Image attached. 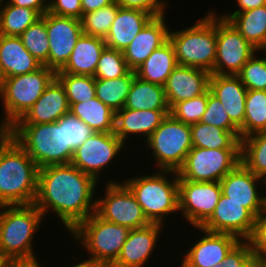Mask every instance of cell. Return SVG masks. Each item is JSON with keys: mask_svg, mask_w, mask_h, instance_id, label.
Returning <instances> with one entry per match:
<instances>
[{"mask_svg": "<svg viewBox=\"0 0 266 267\" xmlns=\"http://www.w3.org/2000/svg\"><path fill=\"white\" fill-rule=\"evenodd\" d=\"M98 185L94 178L72 164L46 166L39 169L34 205L44 218L49 210L58 215L71 233L96 212L94 192Z\"/></svg>", "mask_w": 266, "mask_h": 267, "instance_id": "obj_1", "label": "cell"}, {"mask_svg": "<svg viewBox=\"0 0 266 267\" xmlns=\"http://www.w3.org/2000/svg\"><path fill=\"white\" fill-rule=\"evenodd\" d=\"M39 167L10 136L0 131V206L34 204Z\"/></svg>", "mask_w": 266, "mask_h": 267, "instance_id": "obj_2", "label": "cell"}, {"mask_svg": "<svg viewBox=\"0 0 266 267\" xmlns=\"http://www.w3.org/2000/svg\"><path fill=\"white\" fill-rule=\"evenodd\" d=\"M7 132L28 153L40 168L71 164L74 151L66 147L65 125L57 122L43 124H14Z\"/></svg>", "mask_w": 266, "mask_h": 267, "instance_id": "obj_3", "label": "cell"}, {"mask_svg": "<svg viewBox=\"0 0 266 267\" xmlns=\"http://www.w3.org/2000/svg\"><path fill=\"white\" fill-rule=\"evenodd\" d=\"M123 181L150 223L164 225L168 215L179 212V179L176 171L158 170L152 175H138Z\"/></svg>", "mask_w": 266, "mask_h": 267, "instance_id": "obj_4", "label": "cell"}, {"mask_svg": "<svg viewBox=\"0 0 266 267\" xmlns=\"http://www.w3.org/2000/svg\"><path fill=\"white\" fill-rule=\"evenodd\" d=\"M43 218L34 204L0 206V254L8 261L35 258L32 241Z\"/></svg>", "mask_w": 266, "mask_h": 267, "instance_id": "obj_5", "label": "cell"}, {"mask_svg": "<svg viewBox=\"0 0 266 267\" xmlns=\"http://www.w3.org/2000/svg\"><path fill=\"white\" fill-rule=\"evenodd\" d=\"M210 11L193 26L169 31V40L175 49L180 66L213 71L216 60V14Z\"/></svg>", "mask_w": 266, "mask_h": 267, "instance_id": "obj_6", "label": "cell"}, {"mask_svg": "<svg viewBox=\"0 0 266 267\" xmlns=\"http://www.w3.org/2000/svg\"><path fill=\"white\" fill-rule=\"evenodd\" d=\"M56 77V72L42 65L34 72L0 81V99L4 104V114L0 121V131H7L39 99L46 87Z\"/></svg>", "mask_w": 266, "mask_h": 267, "instance_id": "obj_7", "label": "cell"}, {"mask_svg": "<svg viewBox=\"0 0 266 267\" xmlns=\"http://www.w3.org/2000/svg\"><path fill=\"white\" fill-rule=\"evenodd\" d=\"M131 229L102 219L96 212L82 221L70 234L73 242L88 252L89 259L110 267L118 258Z\"/></svg>", "mask_w": 266, "mask_h": 267, "instance_id": "obj_8", "label": "cell"}, {"mask_svg": "<svg viewBox=\"0 0 266 267\" xmlns=\"http://www.w3.org/2000/svg\"><path fill=\"white\" fill-rule=\"evenodd\" d=\"M144 143L152 150L157 170L177 172L193 148L191 126L168 114Z\"/></svg>", "mask_w": 266, "mask_h": 267, "instance_id": "obj_9", "label": "cell"}, {"mask_svg": "<svg viewBox=\"0 0 266 267\" xmlns=\"http://www.w3.org/2000/svg\"><path fill=\"white\" fill-rule=\"evenodd\" d=\"M241 163L240 149L193 147L178 169L179 180L219 182Z\"/></svg>", "mask_w": 266, "mask_h": 267, "instance_id": "obj_10", "label": "cell"}, {"mask_svg": "<svg viewBox=\"0 0 266 267\" xmlns=\"http://www.w3.org/2000/svg\"><path fill=\"white\" fill-rule=\"evenodd\" d=\"M255 52L235 26L216 13V60L211 74L238 75Z\"/></svg>", "mask_w": 266, "mask_h": 267, "instance_id": "obj_11", "label": "cell"}, {"mask_svg": "<svg viewBox=\"0 0 266 267\" xmlns=\"http://www.w3.org/2000/svg\"><path fill=\"white\" fill-rule=\"evenodd\" d=\"M105 197L96 200V213L104 220L126 226L130 229L142 228L150 224L142 207L130 189L117 180H108Z\"/></svg>", "mask_w": 266, "mask_h": 267, "instance_id": "obj_12", "label": "cell"}, {"mask_svg": "<svg viewBox=\"0 0 266 267\" xmlns=\"http://www.w3.org/2000/svg\"><path fill=\"white\" fill-rule=\"evenodd\" d=\"M222 195L220 182L179 180V213L193 227H201L212 215Z\"/></svg>", "mask_w": 266, "mask_h": 267, "instance_id": "obj_13", "label": "cell"}, {"mask_svg": "<svg viewBox=\"0 0 266 267\" xmlns=\"http://www.w3.org/2000/svg\"><path fill=\"white\" fill-rule=\"evenodd\" d=\"M124 145L114 132H94L74 151L71 164L99 182L101 171L115 161Z\"/></svg>", "mask_w": 266, "mask_h": 267, "instance_id": "obj_14", "label": "cell"}, {"mask_svg": "<svg viewBox=\"0 0 266 267\" xmlns=\"http://www.w3.org/2000/svg\"><path fill=\"white\" fill-rule=\"evenodd\" d=\"M49 40L48 68L59 71L68 61L73 48L83 33L80 19L46 12Z\"/></svg>", "mask_w": 266, "mask_h": 267, "instance_id": "obj_15", "label": "cell"}, {"mask_svg": "<svg viewBox=\"0 0 266 267\" xmlns=\"http://www.w3.org/2000/svg\"><path fill=\"white\" fill-rule=\"evenodd\" d=\"M256 217L243 204L221 195L211 217L200 227L216 233L231 234L247 240L255 225Z\"/></svg>", "mask_w": 266, "mask_h": 267, "instance_id": "obj_16", "label": "cell"}, {"mask_svg": "<svg viewBox=\"0 0 266 267\" xmlns=\"http://www.w3.org/2000/svg\"><path fill=\"white\" fill-rule=\"evenodd\" d=\"M219 182L222 194L228 200L243 204V207L247 208L256 218L266 213V207L260 194L262 192L258 189L259 176L254 175L242 163H239Z\"/></svg>", "mask_w": 266, "mask_h": 267, "instance_id": "obj_17", "label": "cell"}, {"mask_svg": "<svg viewBox=\"0 0 266 267\" xmlns=\"http://www.w3.org/2000/svg\"><path fill=\"white\" fill-rule=\"evenodd\" d=\"M205 234L183 256L180 267H214L222 262L228 252L240 241L234 235L216 233L195 227Z\"/></svg>", "mask_w": 266, "mask_h": 267, "instance_id": "obj_18", "label": "cell"}, {"mask_svg": "<svg viewBox=\"0 0 266 267\" xmlns=\"http://www.w3.org/2000/svg\"><path fill=\"white\" fill-rule=\"evenodd\" d=\"M165 15L153 17L123 50L128 68L135 71L154 50L169 40Z\"/></svg>", "mask_w": 266, "mask_h": 267, "instance_id": "obj_19", "label": "cell"}, {"mask_svg": "<svg viewBox=\"0 0 266 267\" xmlns=\"http://www.w3.org/2000/svg\"><path fill=\"white\" fill-rule=\"evenodd\" d=\"M164 225H149L131 229L117 260L110 267H144L155 250Z\"/></svg>", "mask_w": 266, "mask_h": 267, "instance_id": "obj_20", "label": "cell"}, {"mask_svg": "<svg viewBox=\"0 0 266 267\" xmlns=\"http://www.w3.org/2000/svg\"><path fill=\"white\" fill-rule=\"evenodd\" d=\"M210 76L205 70L177 65L163 86L170 109L180 101L204 94L209 89Z\"/></svg>", "mask_w": 266, "mask_h": 267, "instance_id": "obj_21", "label": "cell"}, {"mask_svg": "<svg viewBox=\"0 0 266 267\" xmlns=\"http://www.w3.org/2000/svg\"><path fill=\"white\" fill-rule=\"evenodd\" d=\"M64 86L55 77L39 99L15 124H43L57 122L69 112Z\"/></svg>", "mask_w": 266, "mask_h": 267, "instance_id": "obj_22", "label": "cell"}, {"mask_svg": "<svg viewBox=\"0 0 266 267\" xmlns=\"http://www.w3.org/2000/svg\"><path fill=\"white\" fill-rule=\"evenodd\" d=\"M209 89L223 104L231 121L240 129L245 119L247 89L239 76L211 74Z\"/></svg>", "mask_w": 266, "mask_h": 267, "instance_id": "obj_23", "label": "cell"}, {"mask_svg": "<svg viewBox=\"0 0 266 267\" xmlns=\"http://www.w3.org/2000/svg\"><path fill=\"white\" fill-rule=\"evenodd\" d=\"M170 110H134L122 108L115 112L114 133L125 144L132 135L144 136L146 140L160 126Z\"/></svg>", "mask_w": 266, "mask_h": 267, "instance_id": "obj_24", "label": "cell"}, {"mask_svg": "<svg viewBox=\"0 0 266 267\" xmlns=\"http://www.w3.org/2000/svg\"><path fill=\"white\" fill-rule=\"evenodd\" d=\"M42 64L26 49L20 37L0 34V81L36 71Z\"/></svg>", "mask_w": 266, "mask_h": 267, "instance_id": "obj_25", "label": "cell"}, {"mask_svg": "<svg viewBox=\"0 0 266 267\" xmlns=\"http://www.w3.org/2000/svg\"><path fill=\"white\" fill-rule=\"evenodd\" d=\"M153 17L143 10L119 7L104 39L106 47L123 51Z\"/></svg>", "mask_w": 266, "mask_h": 267, "instance_id": "obj_26", "label": "cell"}, {"mask_svg": "<svg viewBox=\"0 0 266 267\" xmlns=\"http://www.w3.org/2000/svg\"><path fill=\"white\" fill-rule=\"evenodd\" d=\"M105 47L104 39L82 33L68 61L56 73L94 76L100 55Z\"/></svg>", "mask_w": 266, "mask_h": 267, "instance_id": "obj_27", "label": "cell"}, {"mask_svg": "<svg viewBox=\"0 0 266 267\" xmlns=\"http://www.w3.org/2000/svg\"><path fill=\"white\" fill-rule=\"evenodd\" d=\"M175 49L168 40L135 70L136 76L142 80L164 86L168 76L177 67Z\"/></svg>", "mask_w": 266, "mask_h": 267, "instance_id": "obj_28", "label": "cell"}, {"mask_svg": "<svg viewBox=\"0 0 266 267\" xmlns=\"http://www.w3.org/2000/svg\"><path fill=\"white\" fill-rule=\"evenodd\" d=\"M124 108L134 110H170L164 87L135 75Z\"/></svg>", "mask_w": 266, "mask_h": 267, "instance_id": "obj_29", "label": "cell"}, {"mask_svg": "<svg viewBox=\"0 0 266 267\" xmlns=\"http://www.w3.org/2000/svg\"><path fill=\"white\" fill-rule=\"evenodd\" d=\"M69 111L94 132H114L115 111L97 97L85 102L73 103L70 105Z\"/></svg>", "mask_w": 266, "mask_h": 267, "instance_id": "obj_30", "label": "cell"}, {"mask_svg": "<svg viewBox=\"0 0 266 267\" xmlns=\"http://www.w3.org/2000/svg\"><path fill=\"white\" fill-rule=\"evenodd\" d=\"M229 21L258 51L266 44V5L235 13Z\"/></svg>", "mask_w": 266, "mask_h": 267, "instance_id": "obj_31", "label": "cell"}, {"mask_svg": "<svg viewBox=\"0 0 266 267\" xmlns=\"http://www.w3.org/2000/svg\"><path fill=\"white\" fill-rule=\"evenodd\" d=\"M191 126L193 147L205 149H240L241 140L232 132L198 122Z\"/></svg>", "mask_w": 266, "mask_h": 267, "instance_id": "obj_32", "label": "cell"}, {"mask_svg": "<svg viewBox=\"0 0 266 267\" xmlns=\"http://www.w3.org/2000/svg\"><path fill=\"white\" fill-rule=\"evenodd\" d=\"M135 71L114 79H95L96 97L113 111L124 108Z\"/></svg>", "mask_w": 266, "mask_h": 267, "instance_id": "obj_33", "label": "cell"}, {"mask_svg": "<svg viewBox=\"0 0 266 267\" xmlns=\"http://www.w3.org/2000/svg\"><path fill=\"white\" fill-rule=\"evenodd\" d=\"M262 131H266V90H247L240 140Z\"/></svg>", "mask_w": 266, "mask_h": 267, "instance_id": "obj_34", "label": "cell"}, {"mask_svg": "<svg viewBox=\"0 0 266 267\" xmlns=\"http://www.w3.org/2000/svg\"><path fill=\"white\" fill-rule=\"evenodd\" d=\"M41 15L33 9L12 5L8 0L0 9V34L19 37Z\"/></svg>", "mask_w": 266, "mask_h": 267, "instance_id": "obj_35", "label": "cell"}, {"mask_svg": "<svg viewBox=\"0 0 266 267\" xmlns=\"http://www.w3.org/2000/svg\"><path fill=\"white\" fill-rule=\"evenodd\" d=\"M241 163L254 175L266 172V131L241 139Z\"/></svg>", "mask_w": 266, "mask_h": 267, "instance_id": "obj_36", "label": "cell"}, {"mask_svg": "<svg viewBox=\"0 0 266 267\" xmlns=\"http://www.w3.org/2000/svg\"><path fill=\"white\" fill-rule=\"evenodd\" d=\"M19 37L26 49L42 65L48 67L49 40L46 30V13L30 25Z\"/></svg>", "mask_w": 266, "mask_h": 267, "instance_id": "obj_37", "label": "cell"}, {"mask_svg": "<svg viewBox=\"0 0 266 267\" xmlns=\"http://www.w3.org/2000/svg\"><path fill=\"white\" fill-rule=\"evenodd\" d=\"M56 78L65 88L69 106L96 97L93 76L56 73Z\"/></svg>", "mask_w": 266, "mask_h": 267, "instance_id": "obj_38", "label": "cell"}, {"mask_svg": "<svg viewBox=\"0 0 266 267\" xmlns=\"http://www.w3.org/2000/svg\"><path fill=\"white\" fill-rule=\"evenodd\" d=\"M119 7L117 0H115L108 6L84 14L81 19L83 33L105 39Z\"/></svg>", "mask_w": 266, "mask_h": 267, "instance_id": "obj_39", "label": "cell"}, {"mask_svg": "<svg viewBox=\"0 0 266 267\" xmlns=\"http://www.w3.org/2000/svg\"><path fill=\"white\" fill-rule=\"evenodd\" d=\"M130 71L124 59L123 51L105 47L93 77L95 79H114L125 76Z\"/></svg>", "mask_w": 266, "mask_h": 267, "instance_id": "obj_40", "label": "cell"}, {"mask_svg": "<svg viewBox=\"0 0 266 267\" xmlns=\"http://www.w3.org/2000/svg\"><path fill=\"white\" fill-rule=\"evenodd\" d=\"M208 101V90L197 97L176 103L170 114L185 124H195L201 121L203 113L206 111Z\"/></svg>", "mask_w": 266, "mask_h": 267, "instance_id": "obj_41", "label": "cell"}, {"mask_svg": "<svg viewBox=\"0 0 266 267\" xmlns=\"http://www.w3.org/2000/svg\"><path fill=\"white\" fill-rule=\"evenodd\" d=\"M256 53L243 65L238 76L247 90H266V55L260 58Z\"/></svg>", "mask_w": 266, "mask_h": 267, "instance_id": "obj_42", "label": "cell"}, {"mask_svg": "<svg viewBox=\"0 0 266 267\" xmlns=\"http://www.w3.org/2000/svg\"><path fill=\"white\" fill-rule=\"evenodd\" d=\"M209 125L232 131L240 139V129L231 121L220 100L208 89V101L206 111L201 121Z\"/></svg>", "mask_w": 266, "mask_h": 267, "instance_id": "obj_43", "label": "cell"}, {"mask_svg": "<svg viewBox=\"0 0 266 267\" xmlns=\"http://www.w3.org/2000/svg\"><path fill=\"white\" fill-rule=\"evenodd\" d=\"M65 125L66 147L75 151L94 134V131L70 111L60 118Z\"/></svg>", "mask_w": 266, "mask_h": 267, "instance_id": "obj_44", "label": "cell"}, {"mask_svg": "<svg viewBox=\"0 0 266 267\" xmlns=\"http://www.w3.org/2000/svg\"><path fill=\"white\" fill-rule=\"evenodd\" d=\"M247 242L250 245L254 260L266 262V213L256 218Z\"/></svg>", "mask_w": 266, "mask_h": 267, "instance_id": "obj_45", "label": "cell"}, {"mask_svg": "<svg viewBox=\"0 0 266 267\" xmlns=\"http://www.w3.org/2000/svg\"><path fill=\"white\" fill-rule=\"evenodd\" d=\"M254 261L247 240H240L226 255L221 263L214 267H248Z\"/></svg>", "mask_w": 266, "mask_h": 267, "instance_id": "obj_46", "label": "cell"}, {"mask_svg": "<svg viewBox=\"0 0 266 267\" xmlns=\"http://www.w3.org/2000/svg\"><path fill=\"white\" fill-rule=\"evenodd\" d=\"M48 12L65 17L82 19L81 0H50Z\"/></svg>", "mask_w": 266, "mask_h": 267, "instance_id": "obj_47", "label": "cell"}, {"mask_svg": "<svg viewBox=\"0 0 266 267\" xmlns=\"http://www.w3.org/2000/svg\"><path fill=\"white\" fill-rule=\"evenodd\" d=\"M167 0H117L120 7L139 9L152 14L154 17L165 15Z\"/></svg>", "mask_w": 266, "mask_h": 267, "instance_id": "obj_48", "label": "cell"}, {"mask_svg": "<svg viewBox=\"0 0 266 267\" xmlns=\"http://www.w3.org/2000/svg\"><path fill=\"white\" fill-rule=\"evenodd\" d=\"M12 5L36 10L41 16L48 12V0H8Z\"/></svg>", "mask_w": 266, "mask_h": 267, "instance_id": "obj_49", "label": "cell"}, {"mask_svg": "<svg viewBox=\"0 0 266 267\" xmlns=\"http://www.w3.org/2000/svg\"><path fill=\"white\" fill-rule=\"evenodd\" d=\"M239 6V9L234 10L233 13L230 14H220V16L226 20H229L235 13L244 12L248 10H252L258 8L260 6L266 5V0H236Z\"/></svg>", "mask_w": 266, "mask_h": 267, "instance_id": "obj_50", "label": "cell"}, {"mask_svg": "<svg viewBox=\"0 0 266 267\" xmlns=\"http://www.w3.org/2000/svg\"><path fill=\"white\" fill-rule=\"evenodd\" d=\"M115 0H81L82 17L84 14L96 11L102 7L112 4Z\"/></svg>", "mask_w": 266, "mask_h": 267, "instance_id": "obj_51", "label": "cell"}, {"mask_svg": "<svg viewBox=\"0 0 266 267\" xmlns=\"http://www.w3.org/2000/svg\"><path fill=\"white\" fill-rule=\"evenodd\" d=\"M8 267H41L37 257L30 259H14L10 260Z\"/></svg>", "mask_w": 266, "mask_h": 267, "instance_id": "obj_52", "label": "cell"}, {"mask_svg": "<svg viewBox=\"0 0 266 267\" xmlns=\"http://www.w3.org/2000/svg\"><path fill=\"white\" fill-rule=\"evenodd\" d=\"M72 267H105V266L102 265L101 263L95 262L94 260L87 258L86 260L84 259V261H81V263L79 261V263L74 264Z\"/></svg>", "mask_w": 266, "mask_h": 267, "instance_id": "obj_53", "label": "cell"}, {"mask_svg": "<svg viewBox=\"0 0 266 267\" xmlns=\"http://www.w3.org/2000/svg\"><path fill=\"white\" fill-rule=\"evenodd\" d=\"M259 179H260V184H264L265 187H266V172L263 173V174H261V175L259 176ZM261 182H263V183H261ZM265 192H266V190H265ZM265 194H266V193H265ZM261 198H262L263 204H264L265 207H266V195H264V194L262 193V194H261Z\"/></svg>", "mask_w": 266, "mask_h": 267, "instance_id": "obj_54", "label": "cell"}, {"mask_svg": "<svg viewBox=\"0 0 266 267\" xmlns=\"http://www.w3.org/2000/svg\"><path fill=\"white\" fill-rule=\"evenodd\" d=\"M9 261L0 254V267H8Z\"/></svg>", "mask_w": 266, "mask_h": 267, "instance_id": "obj_55", "label": "cell"}, {"mask_svg": "<svg viewBox=\"0 0 266 267\" xmlns=\"http://www.w3.org/2000/svg\"><path fill=\"white\" fill-rule=\"evenodd\" d=\"M248 267H262V262L254 260Z\"/></svg>", "mask_w": 266, "mask_h": 267, "instance_id": "obj_56", "label": "cell"}, {"mask_svg": "<svg viewBox=\"0 0 266 267\" xmlns=\"http://www.w3.org/2000/svg\"><path fill=\"white\" fill-rule=\"evenodd\" d=\"M7 1L5 0V2H4V0H0V9L4 6V4L2 5V3H6Z\"/></svg>", "mask_w": 266, "mask_h": 267, "instance_id": "obj_57", "label": "cell"}, {"mask_svg": "<svg viewBox=\"0 0 266 267\" xmlns=\"http://www.w3.org/2000/svg\"><path fill=\"white\" fill-rule=\"evenodd\" d=\"M261 51L263 52H265L263 55H266V44H265V46L261 49Z\"/></svg>", "mask_w": 266, "mask_h": 267, "instance_id": "obj_58", "label": "cell"}, {"mask_svg": "<svg viewBox=\"0 0 266 267\" xmlns=\"http://www.w3.org/2000/svg\"><path fill=\"white\" fill-rule=\"evenodd\" d=\"M262 267H266V262H262Z\"/></svg>", "mask_w": 266, "mask_h": 267, "instance_id": "obj_59", "label": "cell"}]
</instances>
